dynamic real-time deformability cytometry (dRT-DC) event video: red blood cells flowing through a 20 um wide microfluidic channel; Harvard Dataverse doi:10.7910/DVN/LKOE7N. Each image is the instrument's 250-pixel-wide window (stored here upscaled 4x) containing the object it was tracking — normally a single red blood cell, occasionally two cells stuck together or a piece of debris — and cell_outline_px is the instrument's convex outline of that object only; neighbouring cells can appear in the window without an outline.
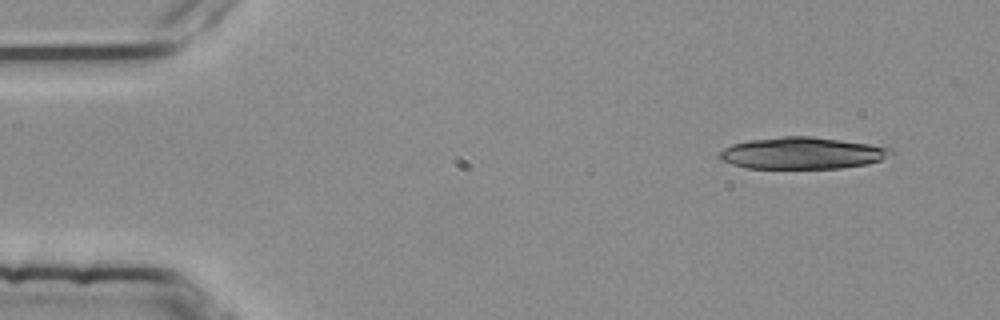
{"species": "common noctule bat (a hibernating species)", "species_latin": "Nyctalus noctula", "temperature_condition": "room temperature", "stored_images_in_passage": 6, "camera_frame_rate_fps": 3000, "um_per_image_px": 0.085, "animal": {"sex": "female", "body_mass_g": 25.1}, "frame": {"image": 1, "passage_image": 1, "time_ms": 0.0, "image_size_px": [1000, 320], "cell_outline_px": [[896, 152], [892, 156], [868, 164], [840, 168], [748, 168], [732, 164], [720, 160], [720, 152], [724, 148], [732, 144], [748, 140], [784, 136], [808, 136], [840, 140], [868, 144], [892, 148]], "centroid_in_image_um": [68.22, 13.02], "position_along_channel_um": 16.8, "area_um2": 31.73}}
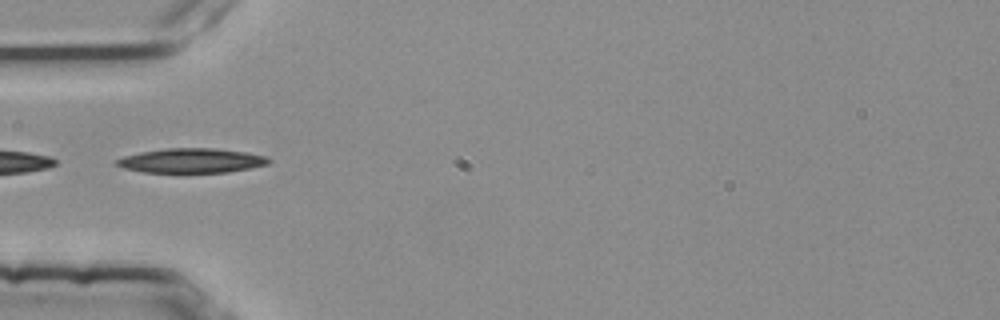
{"frame": {"image": 2, "passage_image": 4, "time_ms": 1.0, "image_size_px": [1000, 320], "cell_outline_px": [[272, 160], [268, 164], [228, 172], [144, 172], [124, 168], [112, 164], [116, 160], [124, 156], [140, 152], [168, 148], [216, 148], [248, 152], [268, 156]], "centroid_in_image_um": [16.29, 13.64], "position_along_channel_um": 68.7, "area_um2": 21.79}}